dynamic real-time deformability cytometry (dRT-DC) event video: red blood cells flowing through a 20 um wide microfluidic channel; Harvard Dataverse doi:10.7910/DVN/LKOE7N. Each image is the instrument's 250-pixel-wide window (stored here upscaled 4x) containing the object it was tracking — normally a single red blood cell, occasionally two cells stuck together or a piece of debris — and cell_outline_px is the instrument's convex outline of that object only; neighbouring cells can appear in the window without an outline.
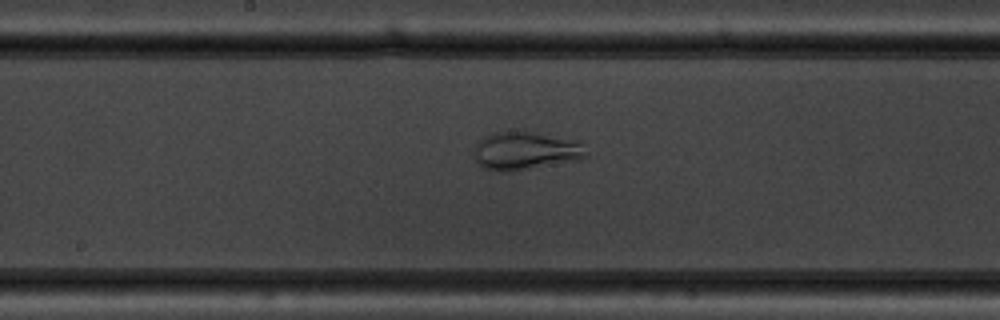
{"species": "common noctule bat (a hibernating species)", "species_latin": "Nyctalus noctula", "temperature_condition": "warm", "stored_images_in_passage": 43, "camera_frame_rate_fps": 3000, "um_per_image_px": 0.085, "animal": {"sex": "male", "body_mass_g": 19.5, "forearm_length_mm": 54.6}, "frame": {"image": 1, "passage_image": 17, "time_ms": 5.333, "image_size_px": [1000, 320], "cell_outline_px": [[588, 156], [576, 160], [512, 172], [496, 172], [484, 168], [476, 160], [476, 144], [484, 136], [492, 132], [512, 128], [576, 140], [580, 144]], "centroid_in_image_um": [44.62, 12.79], "position_along_channel_um": 203.6, "area_um2": 25.2}}
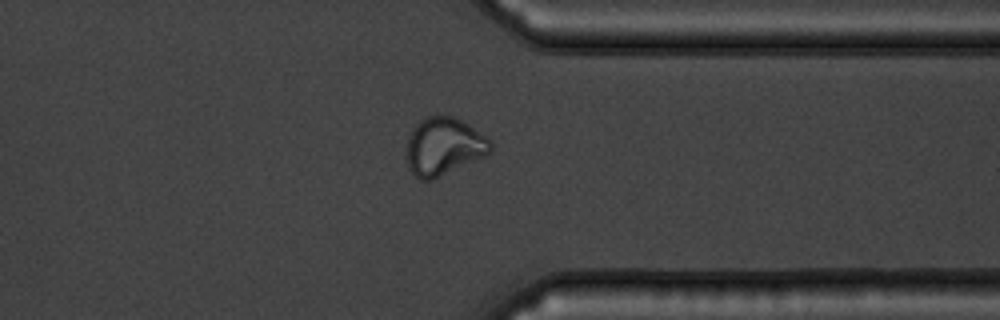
{"frame": {"image": 2, "passage_image": 31, "time_ms": 10.0, "image_size_px": [1000, 320], "cell_outline_px": [[492, 152], [484, 156], [432, 180], [420, 180], [408, 168], [408, 140], [412, 128], [420, 120], [428, 116], [452, 116], [468, 124], [484, 136], [492, 144]], "centroid_in_image_um": [37.71, 12.45], "position_along_channel_um": 373.7, "area_um2": 27.74}}
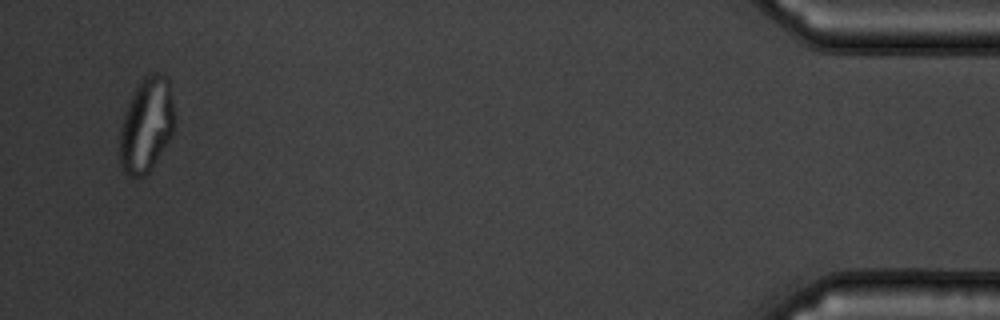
{"frame": {"image": 3, "passage_image": 41, "time_ms": 13.333, "image_size_px": [1000, 320], "cell_outline_px": [[176, 124], [172, 136], [148, 172], [144, 176], [128, 176], [124, 172], [120, 164], [120, 128], [124, 112], [128, 100], [140, 80], [144, 76], [152, 72], [160, 72], [168, 76], [176, 116]], "centroid_in_image_um": [12.47, 10.56], "position_along_channel_um": 422.7, "area_um2": 30.87}, "authors_computed_cell_mechanics": {"area_um2": 28.2064, "velocity_mm_per_s": 3.6965, "shape_relaxation_time_tau1_ms": 6.6363, "shape_relaxation_time_tau2_ms": null, "deformation_change_tau1": 0.1625, "deformation_change_tau2": null}}